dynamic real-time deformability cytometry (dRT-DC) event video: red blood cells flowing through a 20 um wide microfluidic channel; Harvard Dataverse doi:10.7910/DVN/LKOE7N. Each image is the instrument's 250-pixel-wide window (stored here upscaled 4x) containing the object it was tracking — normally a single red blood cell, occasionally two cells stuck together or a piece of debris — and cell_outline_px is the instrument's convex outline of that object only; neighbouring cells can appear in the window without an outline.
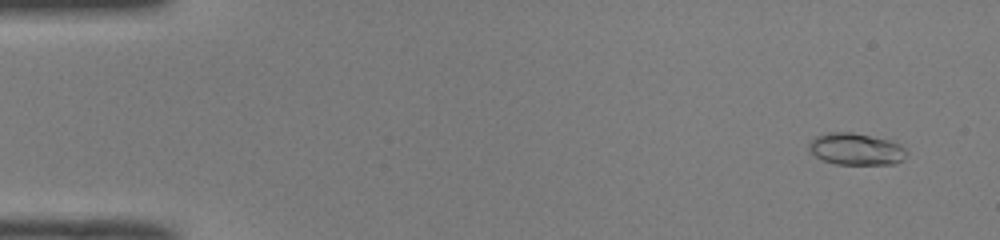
{"species": "common noctule bat (a hibernating species)", "species_latin": "Nyctalus noctula", "temperature_condition": "room temperature", "stored_images_in_passage": 9, "camera_frame_rate_fps": 3000, "um_per_image_px": 0.085, "animal": {"sex": "male", "body_mass_g": 19.0, "forearm_length_mm": 50.8}, "frame": {"image": 1, "passage_image": 4, "time_ms": 1.0, "image_size_px": [1000, 240], "cell_outline_px": [[908, 152], [904, 160], [896, 164], [836, 164], [824, 160], [816, 156], [808, 148], [808, 144], [816, 136], [828, 132], [852, 132], [892, 140], [900, 144]], "centroid_in_image_um": [72.81, 12.67], "position_along_channel_um": 12.2, "area_um2": 18.26}}